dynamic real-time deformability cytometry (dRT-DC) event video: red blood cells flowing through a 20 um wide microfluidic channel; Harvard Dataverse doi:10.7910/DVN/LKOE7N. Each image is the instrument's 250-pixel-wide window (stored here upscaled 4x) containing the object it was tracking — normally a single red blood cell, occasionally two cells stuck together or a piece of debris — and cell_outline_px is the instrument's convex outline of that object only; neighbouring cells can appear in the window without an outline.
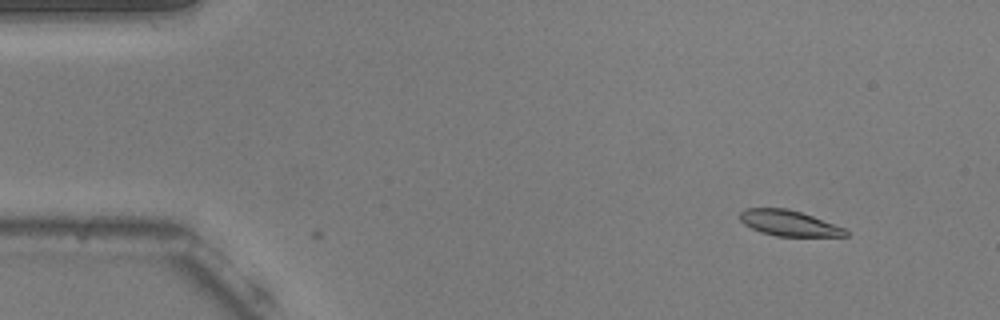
{"species": "common noctule bat (a hibernating species)", "species_latin": "Nyctalus noctula", "temperature_condition": "warm", "stored_images_in_passage": 34, "camera_frame_rate_fps": 3000, "um_per_image_px": 0.085, "animal": {"sex": "male", "body_mass_g": 20.5, "forearm_length_mm": 52.5}, "frame": {"image": 1, "passage_image": 1, "time_ms": 0.0, "image_size_px": [1000, 320], "cell_outline_px": [[848, 236], [776, 236], [760, 232], [744, 224], [740, 220], [740, 212], [744, 208], [788, 208], [812, 216], [844, 228], [848, 232]], "centroid_in_image_um": [67.02, 18.96], "position_along_channel_um": 18.0, "area_um2": 15.66}}
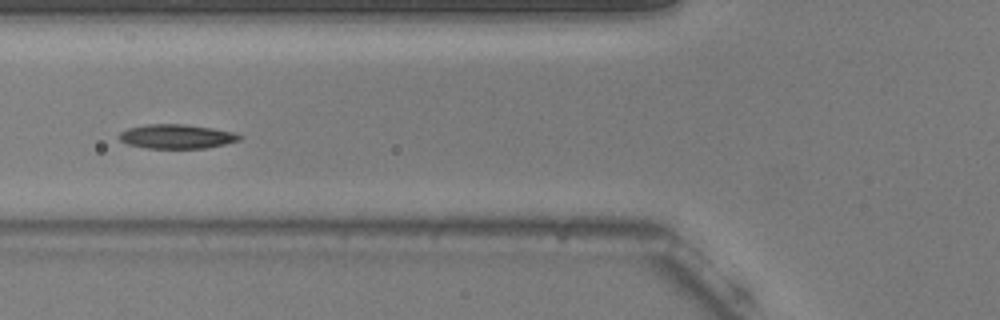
{"frame": {"image": 2, "passage_image": 16, "time_ms": 5.0, "image_size_px": [1000, 320], "cell_outline_px": [[244, 136], [240, 140], [224, 144], [204, 148], [148, 148], [128, 144], [120, 140], [116, 136], [120, 132], [128, 128], [148, 124], [184, 124], [212, 128], [232, 132]], "centroid_in_image_um": [14.99, 11.59], "position_along_channel_um": 110.8, "area_um2": 16.94}}
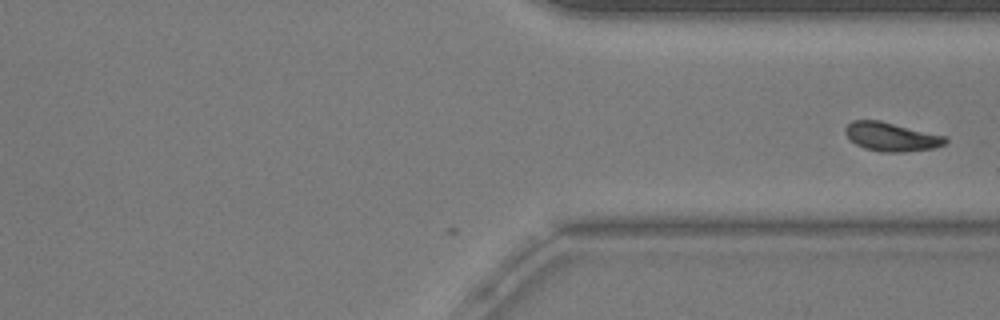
{"frame": {"image": 3, "passage_image": 34, "time_ms": 11.0, "image_size_px": [1000, 320], "cell_outline_px": [[948, 140], [944, 144], [936, 148], [904, 152], [884, 152], [864, 148], [856, 144], [844, 132], [844, 128], [852, 120], [880, 120], [948, 136]], "centroid_in_image_um": [75.81, 11.62], "position_along_channel_um": 335.6, "area_um2": 16.94}}